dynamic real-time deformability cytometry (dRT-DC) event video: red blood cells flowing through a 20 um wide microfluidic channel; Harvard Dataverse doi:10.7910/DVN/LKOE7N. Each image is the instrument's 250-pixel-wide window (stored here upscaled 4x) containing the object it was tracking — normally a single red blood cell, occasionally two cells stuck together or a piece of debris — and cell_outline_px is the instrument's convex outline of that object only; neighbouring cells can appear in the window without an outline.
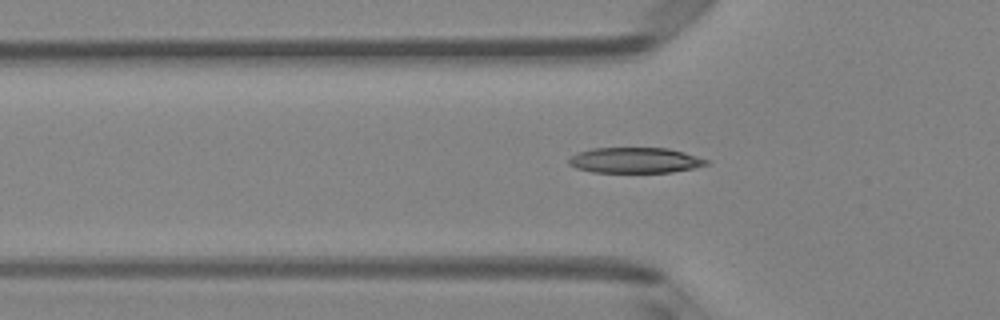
{"species": "Egyptian fruit bat (a non-hibernating species)", "species_latin": "Rousettus aegyptiacus", "temperature_condition": "room temperature", "stored_images_in_passage": 38, "camera_frame_rate_fps": 3000, "um_per_image_px": 0.085, "animal": {"sex": "female"}, "frame": {"image": 1, "passage_image": 5, "time_ms": 1.333, "image_size_px": [1000, 320], "cell_outline_px": [[708, 164], [692, 168], [672, 172], [592, 172], [576, 168], [568, 164], [568, 160], [576, 152], [592, 148], [668, 148], [684, 152], [708, 160]], "centroid_in_image_um": [53.94, 13.62], "position_along_channel_um": 71.9, "area_um2": 20.4}}
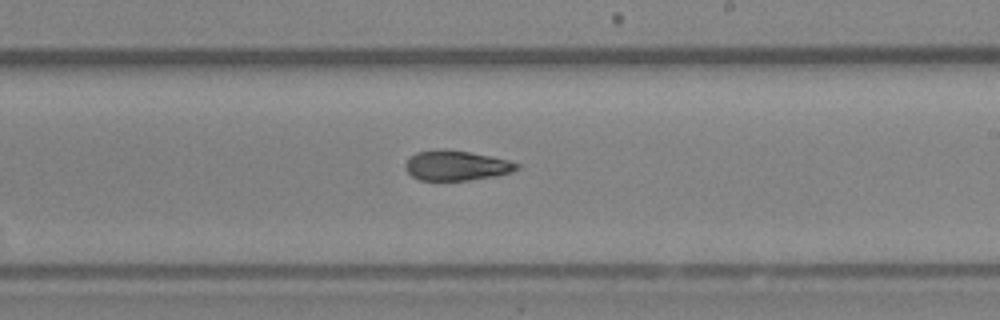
{"frame": {"image": 2, "passage_image": 18, "time_ms": 5.667, "image_size_px": [1000, 320], "cell_outline_px": [[520, 168], [512, 172], [496, 176], [468, 180], [420, 180], [412, 176], [404, 168], [404, 164], [408, 156], [416, 152], [440, 148], [444, 148], [468, 152], [508, 160], [520, 164]], "centroid_in_image_um": [38.75, 14.06], "position_along_channel_um": 250.3, "area_um2": 19.65}}
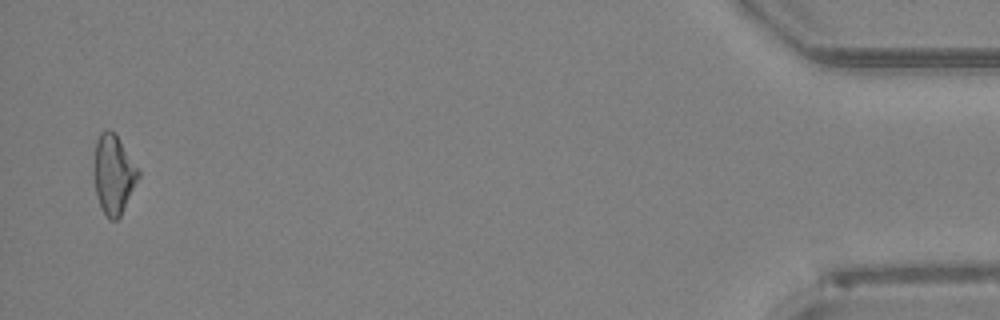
{"frame": {"image": 3, "passage_image": 37, "time_ms": 12.0, "image_size_px": [1000, 320], "cell_outline_px": [[140, 176], [120, 216], [116, 220], [108, 220], [100, 208], [96, 192], [92, 172], [92, 164], [96, 140], [100, 132], [108, 128], [116, 136], [140, 172]], "centroid_in_image_um": [9.6, 14.84], "position_along_channel_um": 425.6, "area_um2": 20.58}}